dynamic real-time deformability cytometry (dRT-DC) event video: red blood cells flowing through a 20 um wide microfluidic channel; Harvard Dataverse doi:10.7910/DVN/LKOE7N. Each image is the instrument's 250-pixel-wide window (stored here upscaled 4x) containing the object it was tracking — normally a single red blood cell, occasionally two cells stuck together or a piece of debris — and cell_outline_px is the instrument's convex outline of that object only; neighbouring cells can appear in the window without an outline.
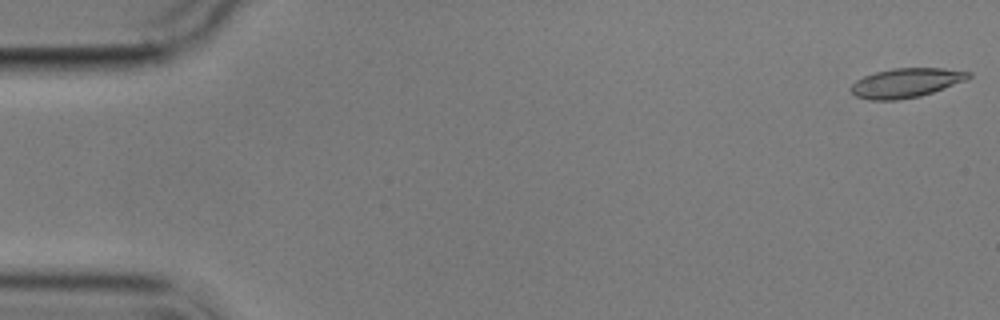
{"species": "common noctule bat (a hibernating species)", "species_latin": "Nyctalus noctula", "temperature_condition": "cold", "stored_images_in_passage": 6, "camera_frame_rate_fps": 3000, "um_per_image_px": 0.085, "animal": {"sex": "male", "body_mass_g": 17.9}, "frame": {"image": 1, "passage_image": 1, "time_ms": 0.0, "image_size_px": [1000, 320], "cell_outline_px": [[972, 76], [968, 80], [920, 96], [896, 100], [868, 100], [856, 96], [852, 92], [852, 84], [856, 80], [864, 76], [876, 72], [892, 68], [944, 68], [972, 72]], "centroid_in_image_um": [77.05, 7.03], "position_along_channel_um": 7.9, "area_um2": 20.11}}
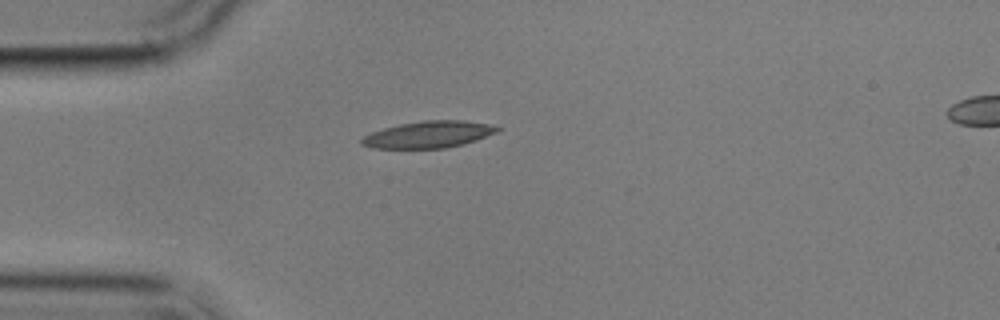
{"frame": {"image": 2, "passage_image": 5, "time_ms": 4.667, "image_size_px": [1000, 320], "cell_outline_px": [[500, 128], [496, 132], [476, 140], [464, 144], [444, 148], [372, 148], [360, 144], [360, 140], [364, 136], [372, 132], [384, 128], [400, 124], [424, 120], [464, 120], [488, 124]], "centroid_in_image_um": [36.4, 11.43], "position_along_channel_um": 48.6, "area_um2": 20.98}}